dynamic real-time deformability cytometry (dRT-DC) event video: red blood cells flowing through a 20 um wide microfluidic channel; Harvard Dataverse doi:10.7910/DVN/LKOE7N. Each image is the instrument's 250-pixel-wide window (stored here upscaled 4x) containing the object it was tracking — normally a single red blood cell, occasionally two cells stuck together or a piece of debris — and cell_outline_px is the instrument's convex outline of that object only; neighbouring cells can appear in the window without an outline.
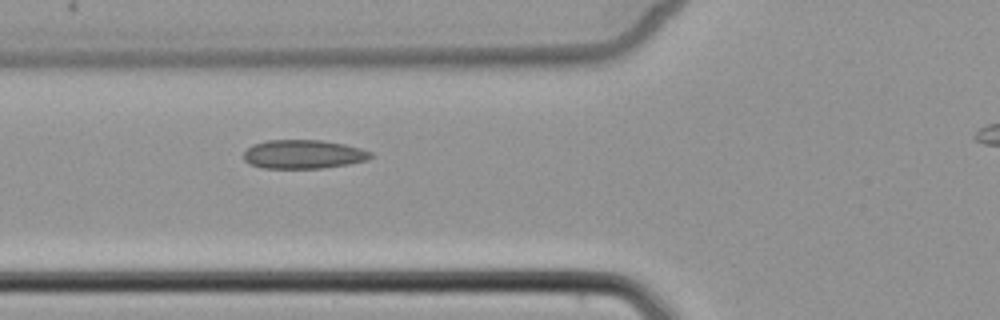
{"species": "common noctule bat (a hibernating species)", "species_latin": "Nyctalus noctula", "temperature_condition": "cold", "stored_images_in_passage": 4, "camera_frame_rate_fps": 3000, "um_per_image_px": 0.085, "animal": {"sex": "female", "body_mass_g": 22.7, "forearm_length_mm": 54.2}, "frame": {"image": 1, "passage_image": 3, "time_ms": 2.333, "image_size_px": [1000, 320], "cell_outline_px": [[372, 156], [368, 160], [348, 164], [320, 168], [260, 168], [248, 164], [244, 160], [244, 152], [252, 144], [268, 140], [320, 140], [344, 144], [360, 148], [372, 152]], "centroid_in_image_um": [25.76, 13.11], "position_along_channel_um": 100.0, "area_um2": 21.39}}